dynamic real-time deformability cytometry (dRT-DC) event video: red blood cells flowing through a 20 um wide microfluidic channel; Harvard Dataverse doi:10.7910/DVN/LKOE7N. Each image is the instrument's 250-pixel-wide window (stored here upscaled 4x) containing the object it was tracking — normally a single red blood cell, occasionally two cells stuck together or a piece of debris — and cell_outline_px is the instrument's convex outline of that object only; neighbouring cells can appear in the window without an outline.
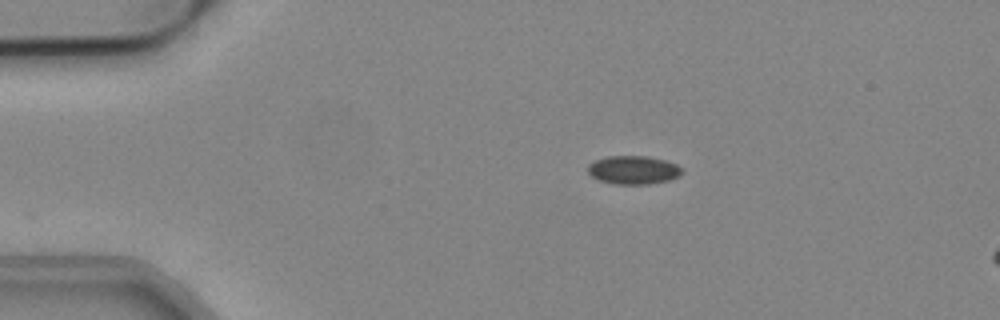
{"species": "common noctule bat (a hibernating species)", "species_latin": "Nyctalus noctula", "temperature_condition": "cold", "stored_images_in_passage": 44, "camera_frame_rate_fps": 3000, "um_per_image_px": 0.085, "animal": {"sex": "male", "body_mass_g": 19.2, "forearm_length_mm": 51.8}, "frame": {"image": 1, "passage_image": 1, "time_ms": 0.0, "image_size_px": [1000, 320], "cell_outline_px": [[684, 172], [680, 176], [668, 180], [648, 184], [616, 184], [600, 180], [592, 176], [588, 172], [588, 164], [596, 160], [608, 156], [648, 156], [664, 160], [676, 164]], "centroid_in_image_um": [53.85, 14.44], "position_along_channel_um": 31.2, "area_um2": 15.49}}
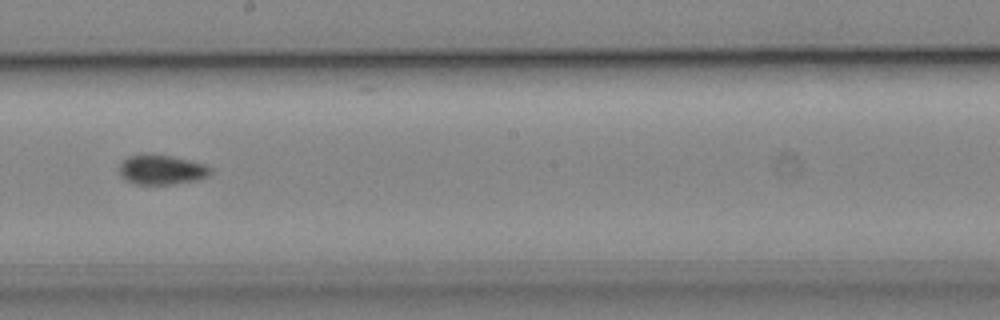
{"frame": {"image": 2, "passage_image": 21, "time_ms": 6.667, "image_size_px": [1000, 320], "cell_outline_px": [[212, 172], [208, 176], [196, 180], [172, 184], [136, 184], [120, 176], [120, 164], [128, 156], [144, 152], [172, 156], [204, 164], [212, 168]], "centroid_in_image_um": [13.73, 14.4], "position_along_channel_um": 234.5, "area_um2": 15.9}}
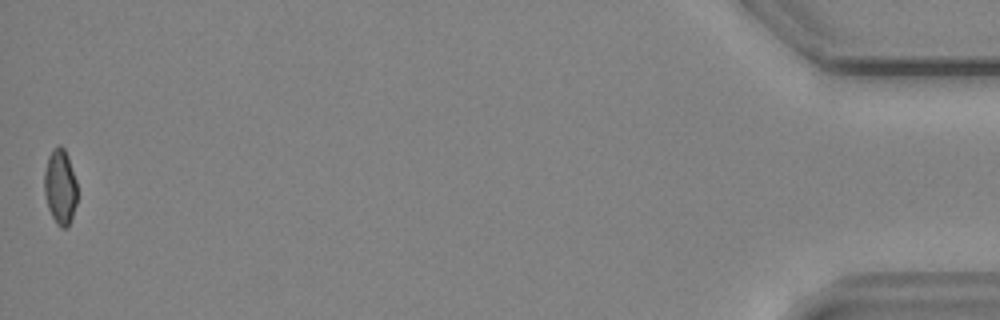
{"frame": {"image": 3, "passage_image": 44, "time_ms": 14.333, "image_size_px": [1000, 320], "cell_outline_px": [[76, 204], [68, 228], [60, 228], [56, 224], [48, 208], [44, 192], [44, 172], [48, 156], [52, 148], [56, 144], [60, 144], [64, 148], [68, 156], [76, 180]], "centroid_in_image_um": [5.1, 15.86], "position_along_channel_um": 430.1, "area_um2": 14.62}}